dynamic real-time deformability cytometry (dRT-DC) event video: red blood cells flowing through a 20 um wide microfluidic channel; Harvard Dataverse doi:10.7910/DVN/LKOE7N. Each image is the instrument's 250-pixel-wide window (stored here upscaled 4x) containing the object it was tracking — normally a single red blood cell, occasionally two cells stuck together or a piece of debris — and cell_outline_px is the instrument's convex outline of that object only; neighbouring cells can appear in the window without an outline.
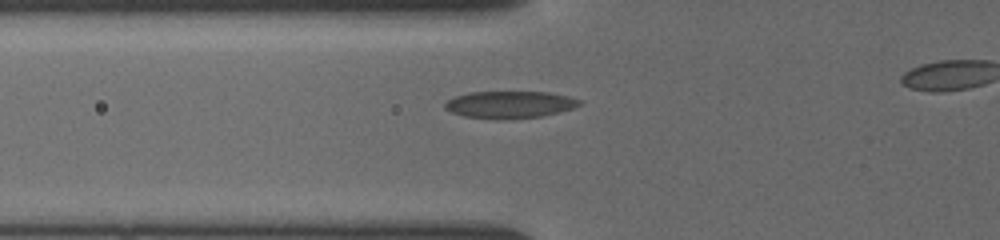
{"species": "common noctule bat (a hibernating species)", "species_latin": "Nyctalus noctula", "temperature_condition": "cold", "stored_images_in_passage": 28, "camera_frame_rate_fps": 3000, "um_per_image_px": 0.085, "animal": {"sex": "female", "body_mass_g": 19.5, "forearm_length_mm": 54.1}, "frame": {"image": 1, "passage_image": 8, "time_ms": 3.333, "image_size_px": [1000, 240], "cell_outline_px": [[580, 104], [572, 108], [540, 116], [464, 116], [452, 112], [444, 108], [444, 104], [452, 96], [468, 92], [548, 92], [568, 96], [580, 100]], "centroid_in_image_um": [43.29, 8.82], "position_along_channel_um": 82.5, "area_um2": 20.06}}
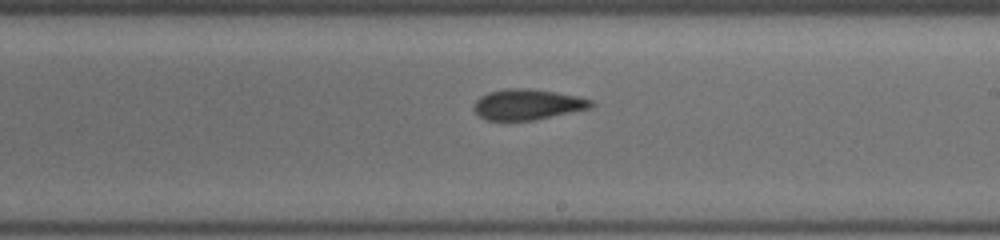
{"frame": {"image": 2, "passage_image": 16, "time_ms": 7.333, "image_size_px": [1000, 240], "cell_outline_px": [[596, 104], [592, 108], [532, 120], [488, 120], [480, 116], [472, 108], [476, 100], [480, 96], [488, 92], [512, 88], [528, 88], [556, 92], [576, 96], [592, 100]], "centroid_in_image_um": [44.85, 8.87], "position_along_channel_um": 244.1, "area_um2": 20.81}}
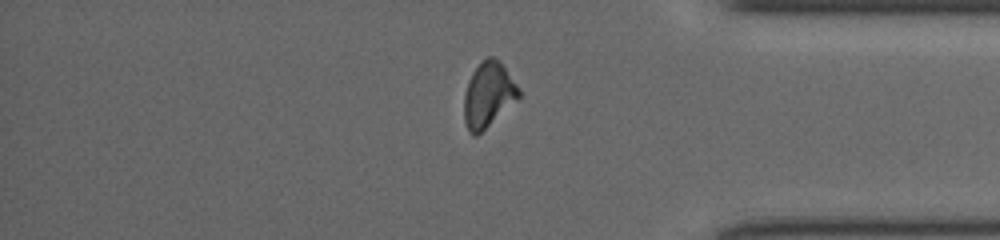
{"frame": {"image": 3, "passage_image": 24, "time_ms": 11.333, "image_size_px": [1000, 240], "cell_outline_px": [[520, 96], [476, 136], [472, 136], [468, 132], [464, 120], [464, 96], [468, 80], [472, 72], [488, 56], [492, 56], [504, 68], [520, 88]], "centroid_in_image_um": [41.47, 8.08], "position_along_channel_um": 393.7, "area_um2": 20.17}}